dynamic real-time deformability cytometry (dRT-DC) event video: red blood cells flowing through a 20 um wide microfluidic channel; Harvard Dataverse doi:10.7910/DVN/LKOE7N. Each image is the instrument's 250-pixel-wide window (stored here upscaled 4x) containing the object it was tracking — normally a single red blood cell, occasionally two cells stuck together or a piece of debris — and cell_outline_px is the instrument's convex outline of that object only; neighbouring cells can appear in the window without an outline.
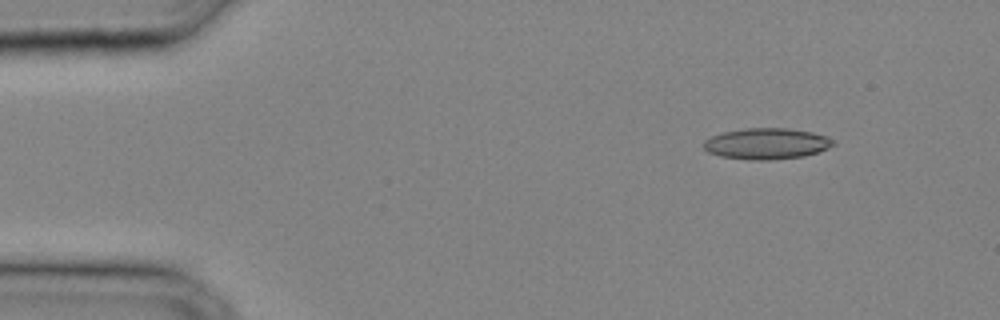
{"species": "common noctule bat (a hibernating species)", "species_latin": "Nyctalus noctula", "temperature_condition": "cold", "stored_images_in_passage": 29, "camera_frame_rate_fps": 3000, "um_per_image_px": 0.085, "animal": {"sex": "male", "body_mass_g": 20.4}, "frame": {"image": 1, "passage_image": 1, "time_ms": 0.0, "image_size_px": [1000, 320], "cell_outline_px": [[836, 144], [828, 148], [804, 156], [768, 160], [748, 160], [720, 156], [708, 152], [704, 148], [704, 140], [712, 136], [724, 132], [744, 128], [784, 128], [812, 132], [824, 136], [832, 140]], "centroid_in_image_um": [65.13, 12.21], "position_along_channel_um": 19.9, "area_um2": 23.29}}
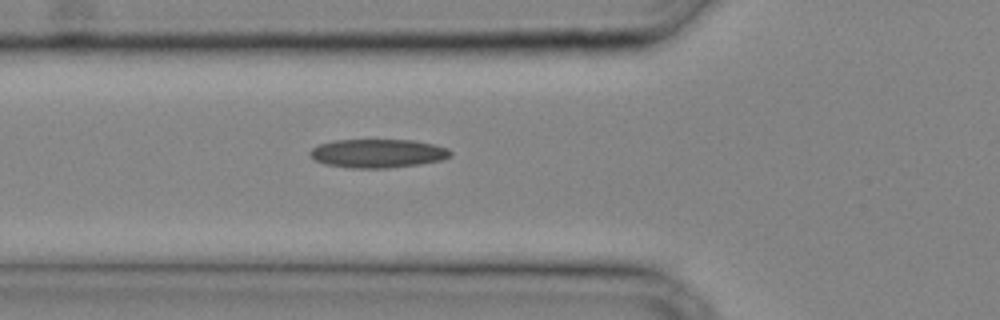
{"frame": {"image": 2, "passage_image": 9, "time_ms": 2.667, "image_size_px": [1000, 320], "cell_outline_px": [[452, 156], [440, 160], [420, 164], [388, 168], [348, 168], [324, 164], [316, 160], [308, 152], [312, 148], [320, 144], [336, 140], [416, 140], [448, 148], [452, 152]], "centroid_in_image_um": [32.12, 13.04], "position_along_channel_um": 93.7, "area_um2": 23.47}}
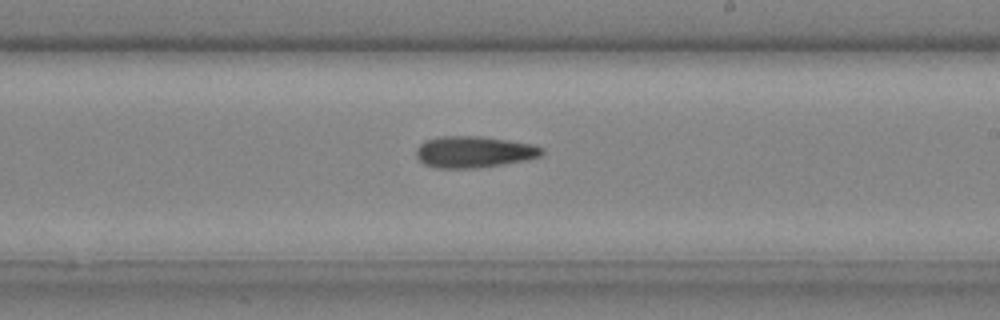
{"frame": {"image": 3, "passage_image": 17, "time_ms": 5.333, "image_size_px": [1000, 320], "cell_outline_px": [[544, 152], [540, 156], [528, 160], [504, 164], [476, 168], [436, 168], [424, 164], [416, 156], [416, 148], [424, 140], [440, 136], [480, 136], [508, 140], [532, 144], [544, 148]], "centroid_in_image_um": [40.28, 12.91], "position_along_channel_um": 248.7, "area_um2": 23.24}}